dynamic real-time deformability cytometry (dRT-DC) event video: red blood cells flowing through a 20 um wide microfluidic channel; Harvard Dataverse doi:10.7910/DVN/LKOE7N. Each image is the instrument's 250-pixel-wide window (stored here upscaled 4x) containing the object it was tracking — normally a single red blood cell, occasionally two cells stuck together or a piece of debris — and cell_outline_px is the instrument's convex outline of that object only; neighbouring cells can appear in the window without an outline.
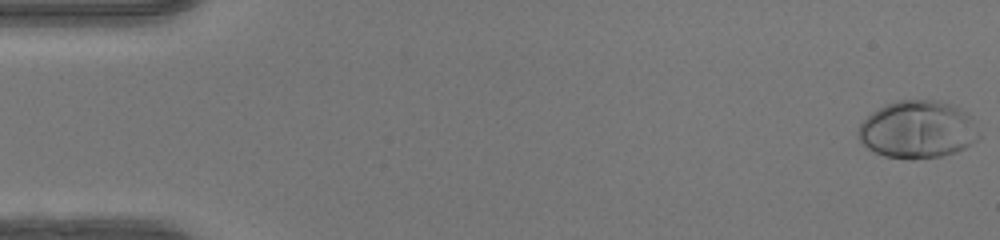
{"species": "human", "species_latin": "Homo sapiens", "temperature_condition": "warm", "stored_images_in_passage": 50, "camera_frame_rate_fps": 3000, "um_per_image_px": 0.085, "donor": {"sex": "female"}, "frame": {"image": 1, "passage_image": 1, "time_ms": 0.0, "image_size_px": [1000, 240], "cell_outline_px": [[980, 136], [976, 140], [964, 148], [956, 152], [940, 156], [884, 156], [868, 148], [856, 136], [856, 132], [860, 124], [872, 112], [884, 104], [900, 100], [940, 100], [952, 104], [968, 112], [972, 116]], "centroid_in_image_um": [78.02, 10.96], "position_along_channel_um": 7.0, "area_um2": 40.06}}
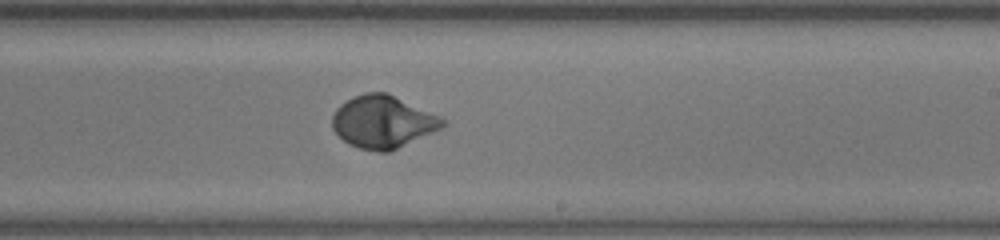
{"frame": {"image": 2, "passage_image": 30, "time_ms": 9.667, "image_size_px": [1000, 240], "cell_outline_px": [[448, 124], [432, 132], [388, 152], [376, 152], [360, 148], [348, 144], [332, 128], [332, 116], [336, 108], [340, 104], [352, 96], [364, 92], [388, 92], [440, 116]], "centroid_in_image_um": [32.52, 10.33], "position_along_channel_um": 256.5, "area_um2": 33.76}}
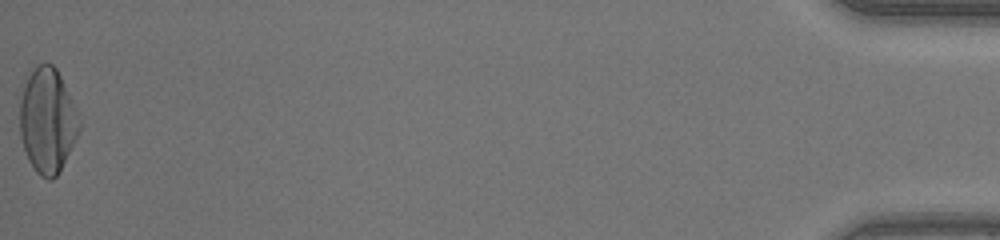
{"frame": {"image": 3, "passage_image": 50, "time_ms": 16.333, "image_size_px": [1000, 240], "cell_outline_px": [[80, 128], [60, 172], [52, 180], [48, 180], [40, 176], [36, 172], [28, 160], [20, 136], [20, 100], [24, 84], [28, 76], [36, 64], [52, 64], [56, 68], [60, 76], [72, 104], [80, 124]], "centroid_in_image_um": [3.99, 10.29], "position_along_channel_um": 431.2, "area_um2": 35.72}, "authors_computed_cell_mechanics": {"area_um2": 33.2928, "velocity_mm_per_s": 4.1942, "shape_relaxation_time_tau1_ms": 2.973, "shape_relaxation_time_tau2_ms": null, "deformation_change_tau1": 0.2042, "deformation_change_tau2": null}}